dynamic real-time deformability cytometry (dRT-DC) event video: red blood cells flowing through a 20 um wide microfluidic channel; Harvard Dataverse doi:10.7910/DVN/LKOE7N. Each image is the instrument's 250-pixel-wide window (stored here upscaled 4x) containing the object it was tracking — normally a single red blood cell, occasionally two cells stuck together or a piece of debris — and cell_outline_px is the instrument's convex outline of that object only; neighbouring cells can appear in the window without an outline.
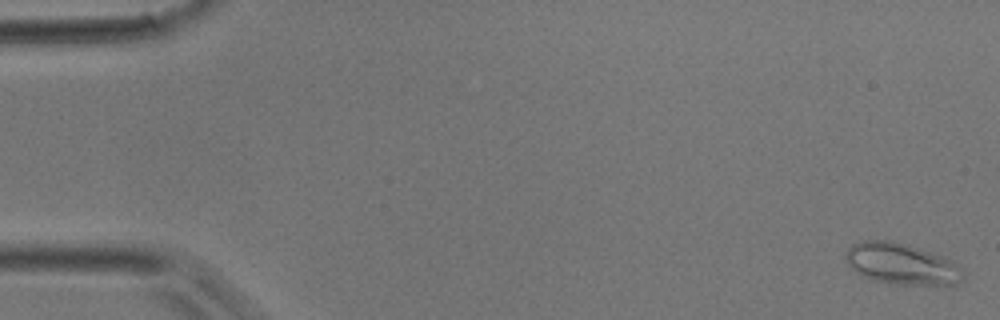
{"species": "common noctule bat (a hibernating species)", "species_latin": "Nyctalus noctula", "temperature_condition": "room temperature", "stored_images_in_passage": 5, "camera_frame_rate_fps": 3000, "um_per_image_px": 0.085, "animal": {"sex": "male", "body_mass_g": 17.9}, "frame": {"image": 1, "passage_image": 1, "time_ms": 0.0, "image_size_px": [1000, 320], "cell_outline_px": [[964, 276], [956, 284], [896, 284], [872, 280], [856, 272], [848, 264], [844, 252], [852, 244], [864, 240], [888, 240], [908, 244], [940, 256], [948, 260], [960, 268], [964, 272]], "centroid_in_image_um": [76.56, 22.42], "position_along_channel_um": 8.4, "area_um2": 27.74}}